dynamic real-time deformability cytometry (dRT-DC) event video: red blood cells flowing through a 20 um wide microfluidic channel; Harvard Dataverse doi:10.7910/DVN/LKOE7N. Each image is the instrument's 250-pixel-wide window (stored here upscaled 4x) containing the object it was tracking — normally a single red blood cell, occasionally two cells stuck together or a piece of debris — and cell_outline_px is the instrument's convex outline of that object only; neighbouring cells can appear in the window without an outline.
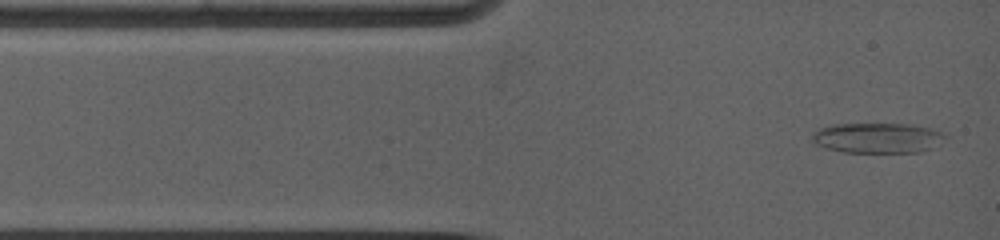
{"species": "common noctule bat (a hibernating species)", "species_latin": "Nyctalus noctula", "temperature_condition": "warm", "stored_images_in_passage": 79, "camera_frame_rate_fps": 5000, "um_per_image_px": 0.085, "animal": {"sex": "female", "body_mass_g": 19.0, "forearm_length_mm": 53.3}, "frame": {"image": 1, "passage_image": 2, "time_ms": 0.4, "image_size_px": [1000, 240], "cell_outline_px": [[936, 132], [924, 148], [916, 152], [844, 152], [828, 148], [820, 144], [816, 140], [816, 132], [820, 128], [840, 124], [904, 124], [924, 128]], "centroid_in_image_um": [74.32, 11.72], "position_along_channel_um": 10.7, "area_um2": 20.98}}
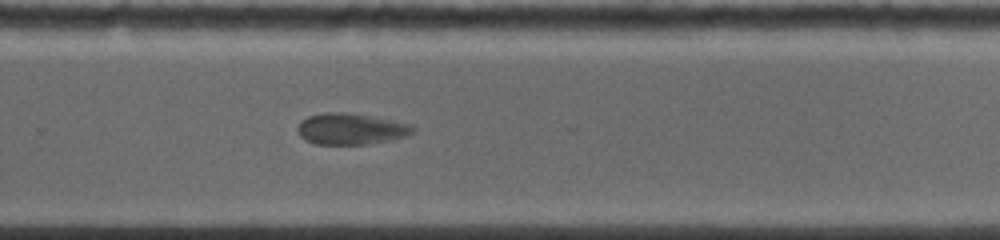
{"frame": {"image": 2, "passage_image": 33, "time_ms": 9.0, "image_size_px": [1000, 240], "cell_outline_px": [[412, 132], [400, 136], [384, 140], [364, 144], [316, 144], [300, 136], [300, 124], [308, 116], [328, 112], [336, 112], [364, 116], [404, 124], [412, 128]], "centroid_in_image_um": [29.69, 10.97], "position_along_channel_um": 300.1, "area_um2": 19.31}}
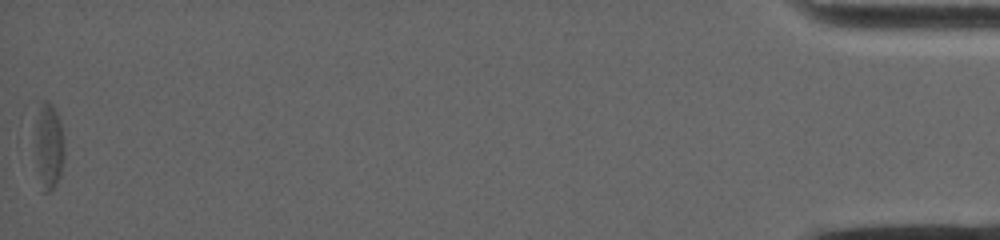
{"frame": {"image": 3, "passage_image": 79, "time_ms": 16.8, "image_size_px": [1000, 240], "cell_outline_px": [[64, 156], [60, 176], [56, 184], [48, 192], [44, 192], [20, 120], [20, 116], [24, 108], [40, 100], [48, 100], [52, 104], [60, 120], [64, 136]], "centroid_in_image_um": [3.79, 11.99], "position_along_channel_um": 431.4, "area_um2": 19.31}, "authors_computed_cell_mechanics": {"area_um2": 20.808, "velocity_mm_per_s": 3.8236, "shape_relaxation_time_tau1_ms": null, "shape_relaxation_time_tau2_ms": 1.971, "deformation_change_tau1": null, "deformation_change_tau2": 0.0727}}